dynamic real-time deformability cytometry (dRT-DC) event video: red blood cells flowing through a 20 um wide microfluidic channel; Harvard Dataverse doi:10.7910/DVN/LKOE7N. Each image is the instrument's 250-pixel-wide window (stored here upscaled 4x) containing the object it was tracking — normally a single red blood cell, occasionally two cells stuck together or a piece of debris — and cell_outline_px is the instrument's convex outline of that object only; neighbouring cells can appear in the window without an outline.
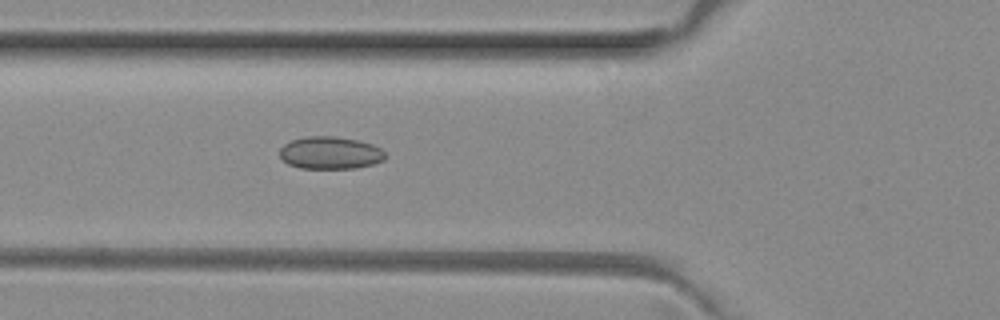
{"species": "common noctule bat (a hibernating species)", "species_latin": "Nyctalus noctula", "temperature_condition": "room temperature", "stored_images_in_passage": 3, "camera_frame_rate_fps": 3000, "um_per_image_px": 0.085, "animal": {"sex": "female", "body_mass_g": 29.2, "forearm_length_mm": 56.3}, "frame": {"image": 1, "passage_image": 3, "time_ms": 0.667, "image_size_px": [1000, 320], "cell_outline_px": [[388, 156], [384, 160], [372, 164], [356, 168], [300, 168], [288, 164], [280, 156], [280, 148], [284, 144], [292, 140], [308, 136], [336, 136], [360, 140], [372, 144], [380, 148]], "centroid_in_image_um": [28.09, 12.98], "position_along_channel_um": 97.7, "area_um2": 20.06}}